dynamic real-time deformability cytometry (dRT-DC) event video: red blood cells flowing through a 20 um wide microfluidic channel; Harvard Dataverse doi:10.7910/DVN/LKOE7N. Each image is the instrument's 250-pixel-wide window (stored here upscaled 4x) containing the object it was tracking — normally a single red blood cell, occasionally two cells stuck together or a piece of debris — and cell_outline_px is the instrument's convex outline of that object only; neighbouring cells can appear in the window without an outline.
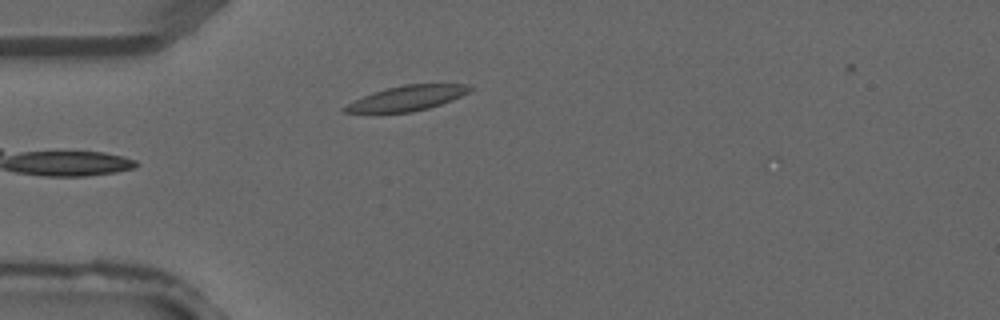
{"species": "common noctule bat (a hibernating species)", "species_latin": "Nyctalus noctula", "temperature_condition": "warm", "stored_images_in_passage": 3, "camera_frame_rate_fps": 3000, "um_per_image_px": 0.085, "animal": {"sex": "male", "forearm_length_mm": 52.5}, "frame": {"image": 1, "passage_image": 3, "time_ms": 0.667, "image_size_px": [1000, 320], "cell_outline_px": [[472, 88], [468, 92], [452, 100], [428, 108], [412, 112], [344, 112], [340, 108], [372, 92], [404, 84], [468, 84]], "centroid_in_image_um": [34.61, 8.34], "position_along_channel_um": 50.4, "area_um2": 17.86}}